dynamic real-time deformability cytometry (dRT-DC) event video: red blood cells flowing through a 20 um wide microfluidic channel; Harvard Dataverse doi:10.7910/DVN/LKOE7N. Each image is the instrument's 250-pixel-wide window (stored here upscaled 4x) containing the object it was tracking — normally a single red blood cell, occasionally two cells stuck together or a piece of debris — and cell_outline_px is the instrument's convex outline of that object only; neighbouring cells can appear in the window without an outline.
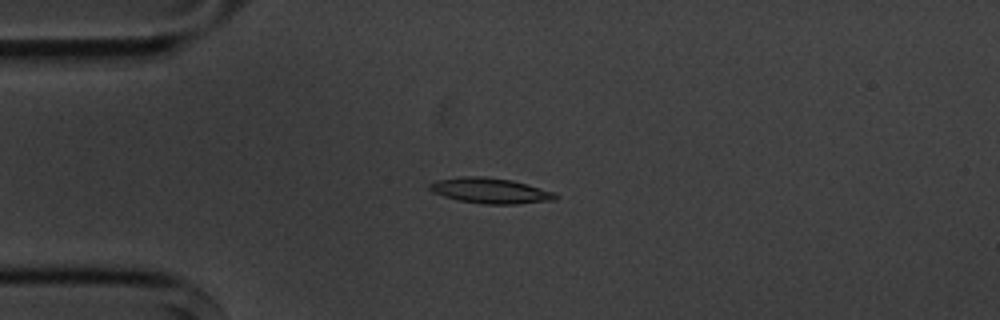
{"species": "common noctule bat (a hibernating species)", "species_latin": "Nyctalus noctula", "temperature_condition": "cold", "stored_images_in_passage": 5, "camera_frame_rate_fps": 3000, "um_per_image_px": 0.085, "animal": {"sex": "male", "body_mass_g": 20.1, "forearm_length_mm": 53.5}, "frame": {"image": 1, "passage_image": 3, "time_ms": 2.333, "image_size_px": [1000, 320], "cell_outline_px": [[560, 196], [556, 200], [516, 204], [484, 204], [460, 200], [444, 196], [432, 192], [428, 188], [428, 184], [436, 180], [464, 176], [484, 176], [512, 180], [556, 192]], "centroid_in_image_um": [41.71, 16.2], "position_along_channel_um": 43.3, "area_um2": 18.79}}
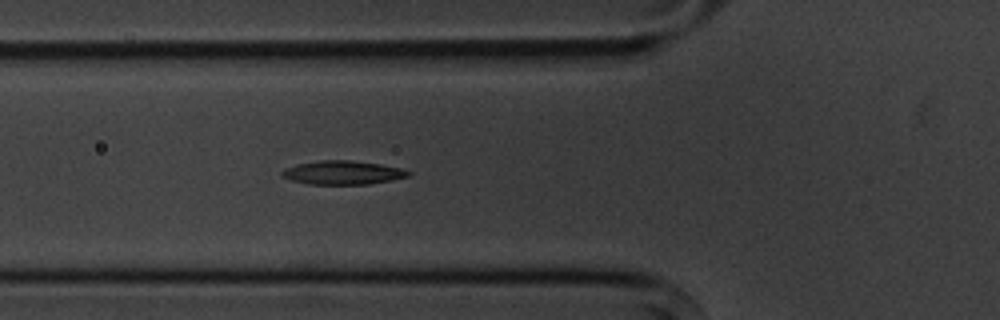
{"frame": {"image": 2, "passage_image": 5, "time_ms": 4.333, "image_size_px": [1000, 320], "cell_outline_px": [[412, 172], [408, 176], [392, 180], [368, 184], [308, 184], [292, 180], [280, 176], [280, 172], [284, 168], [296, 164], [320, 160], [348, 160], [380, 164], [400, 168]], "centroid_in_image_um": [29.09, 14.67], "position_along_channel_um": 96.7, "area_um2": 17.46}}